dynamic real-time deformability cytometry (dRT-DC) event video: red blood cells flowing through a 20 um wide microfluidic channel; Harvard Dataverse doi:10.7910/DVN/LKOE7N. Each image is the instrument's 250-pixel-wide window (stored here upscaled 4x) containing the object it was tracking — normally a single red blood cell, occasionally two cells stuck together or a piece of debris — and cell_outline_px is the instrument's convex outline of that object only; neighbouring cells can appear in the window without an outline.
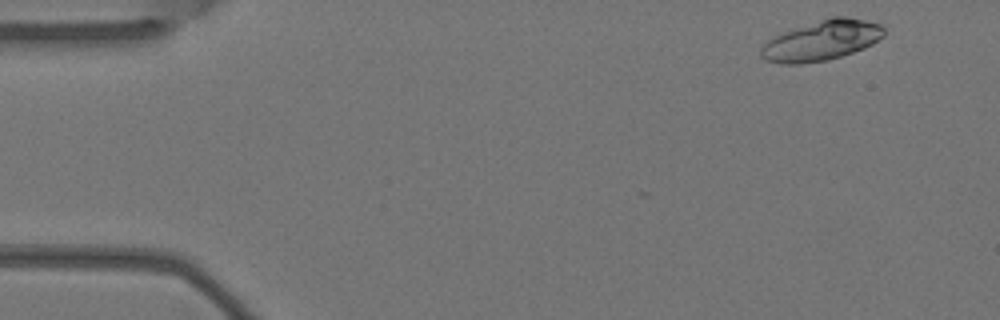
{"species": "Egyptian fruit bat (a non-hibernating species)", "species_latin": "Rousettus aegyptiacus", "temperature_condition": "warm", "stored_images_in_passage": 8, "camera_frame_rate_fps": 3000, "um_per_image_px": 0.085, "animal": {"sex": "female"}, "frame": {"image": 1, "passage_image": 1, "time_ms": 0.0, "image_size_px": [1000, 320], "cell_outline_px": [[884, 36], [872, 44], [864, 48], [828, 60], [800, 64], [780, 64], [764, 60], [760, 56], [760, 48], [768, 40], [784, 32], [832, 16], [848, 16], [880, 24], [884, 28]], "centroid_in_image_um": [69.84, 3.46], "position_along_channel_um": 15.2, "area_um2": 28.55}}